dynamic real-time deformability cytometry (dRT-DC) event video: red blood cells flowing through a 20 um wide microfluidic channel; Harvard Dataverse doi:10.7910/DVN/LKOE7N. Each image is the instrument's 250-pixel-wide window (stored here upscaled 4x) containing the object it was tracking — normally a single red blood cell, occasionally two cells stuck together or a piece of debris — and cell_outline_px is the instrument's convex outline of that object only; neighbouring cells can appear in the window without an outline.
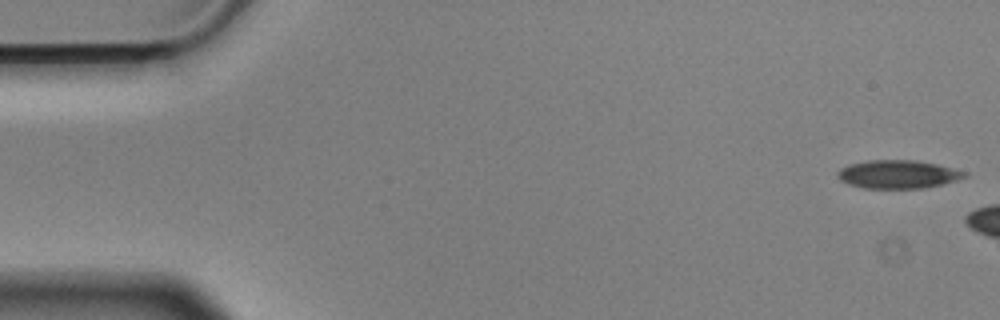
{"species": "Egyptian fruit bat (a non-hibernating species)", "species_latin": "Rousettus aegyptiacus", "temperature_condition": "cold", "stored_images_in_passage": 9, "camera_frame_rate_fps": 3000, "um_per_image_px": 0.085, "animal": {"sex": "male"}, "frame": {"image": 1, "passage_image": 1, "time_ms": 0.0, "image_size_px": [1000, 320], "cell_outline_px": [[968, 176], [944, 184], [924, 188], [864, 188], [848, 184], [840, 180], [836, 176], [836, 172], [840, 168], [848, 164], [868, 160], [916, 160], [936, 164], [968, 172]], "centroid_in_image_um": [76.3, 14.81], "position_along_channel_um": 8.7, "area_um2": 21.1}}